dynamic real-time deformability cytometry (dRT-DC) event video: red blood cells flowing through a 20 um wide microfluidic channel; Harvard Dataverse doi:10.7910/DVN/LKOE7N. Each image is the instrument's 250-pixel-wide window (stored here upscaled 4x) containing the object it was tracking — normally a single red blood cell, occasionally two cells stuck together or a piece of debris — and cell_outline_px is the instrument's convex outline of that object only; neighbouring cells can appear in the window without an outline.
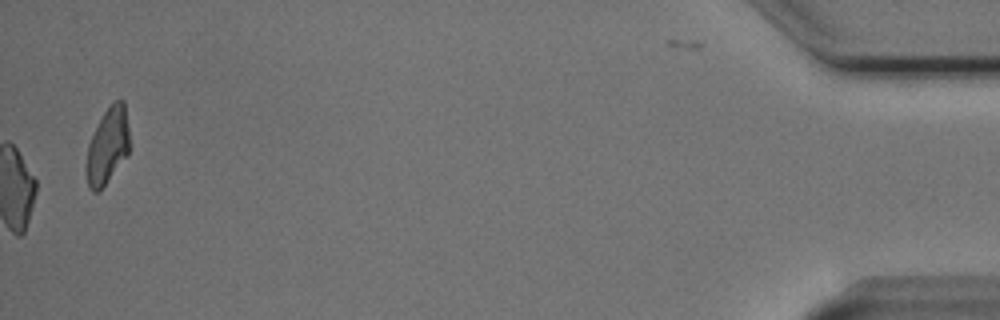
{"species": "Egyptian fruit bat (a non-hibernating species)", "species_latin": "Rousettus aegyptiacus", "temperature_condition": "cold", "stored_images_in_passage": 38, "camera_frame_rate_fps": 3000, "um_per_image_px": 0.085, "animal": {"sex": "male"}, "frame": {"image": 1, "passage_image": 38, "time_ms": 12.333, "image_size_px": [1000, 320], "cell_outline_px": [[128, 156], [100, 192], [92, 192], [88, 188], [84, 172], [88, 144], [104, 112], [116, 100], [124, 100], [128, 128]], "centroid_in_image_um": [9.11, 12.51], "position_along_channel_um": 426.1, "area_um2": 19.36}, "authors_computed_cell_mechanics": {"area_um2": 23.2934, "velocity_mm_per_s": 3.739, "shape_relaxation_time_tau1_ms": 3.4805, "shape_relaxation_time_tau2_ms": 0.9786, "deformation_change_tau1": 0.1277, "deformation_change_tau2": 0.0645}}